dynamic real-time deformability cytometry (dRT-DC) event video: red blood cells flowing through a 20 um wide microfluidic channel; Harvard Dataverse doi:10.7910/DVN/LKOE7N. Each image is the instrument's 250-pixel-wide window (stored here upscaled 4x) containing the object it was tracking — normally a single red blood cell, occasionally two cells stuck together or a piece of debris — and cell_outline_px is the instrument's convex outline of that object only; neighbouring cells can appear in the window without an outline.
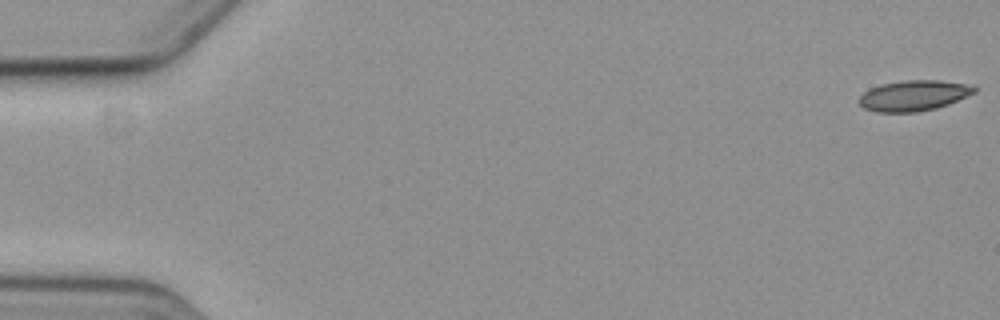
{"species": "common noctule bat (a hibernating species)", "species_latin": "Nyctalus noctula", "temperature_condition": "cold", "stored_images_in_passage": 4, "camera_frame_rate_fps": 3000, "um_per_image_px": 0.085, "animal": {"sex": "female", "body_mass_g": 19.3, "forearm_length_mm": 54.1}, "frame": {"image": 1, "passage_image": 1, "time_ms": 0.0, "image_size_px": [1000, 320], "cell_outline_px": [[976, 92], [948, 104], [936, 108], [916, 112], [876, 112], [864, 108], [856, 100], [864, 92], [880, 84], [904, 80], [940, 80], [972, 84], [976, 88]], "centroid_in_image_um": [77.67, 8.11], "position_along_channel_um": 7.3, "area_um2": 20.63}}